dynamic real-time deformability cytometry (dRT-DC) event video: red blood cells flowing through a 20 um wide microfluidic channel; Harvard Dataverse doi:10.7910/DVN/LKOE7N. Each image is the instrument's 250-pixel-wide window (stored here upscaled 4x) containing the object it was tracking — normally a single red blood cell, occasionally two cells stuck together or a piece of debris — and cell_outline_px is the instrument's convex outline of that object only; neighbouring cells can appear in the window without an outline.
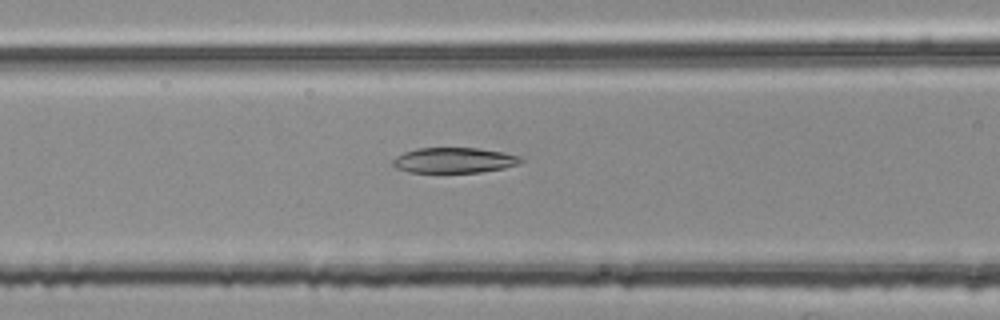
{"species": "common noctule bat (a hibernating species)", "species_latin": "Nyctalus noctula", "temperature_condition": "room temperature", "stored_images_in_passage": 34, "camera_frame_rate_fps": 3000, "um_per_image_px": 0.085, "animal": {"sex": "female", "body_mass_g": 25.1}, "frame": {"image": 1, "passage_image": 12, "time_ms": 3.667, "image_size_px": [1000, 320], "cell_outline_px": [[524, 160], [520, 164], [504, 168], [480, 172], [408, 172], [396, 168], [392, 164], [392, 160], [396, 156], [404, 152], [416, 148], [476, 148], [504, 152], [520, 156]], "centroid_in_image_um": [38.61, 13.62], "position_along_channel_um": 128.0, "area_um2": 19.02}}
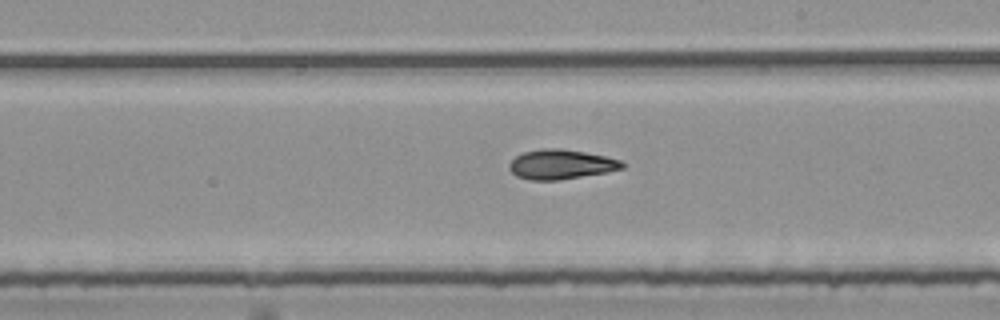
{"frame": {"image": 2, "passage_image": 21, "time_ms": 6.667, "image_size_px": [1000, 320], "cell_outline_px": [[624, 168], [608, 172], [560, 180], [528, 180], [516, 176], [508, 168], [508, 164], [516, 156], [524, 152], [540, 148], [560, 148], [584, 152], [604, 156], [620, 160], [624, 164]], "centroid_in_image_um": [47.66, 13.98], "position_along_channel_um": 241.3, "area_um2": 19.59}}
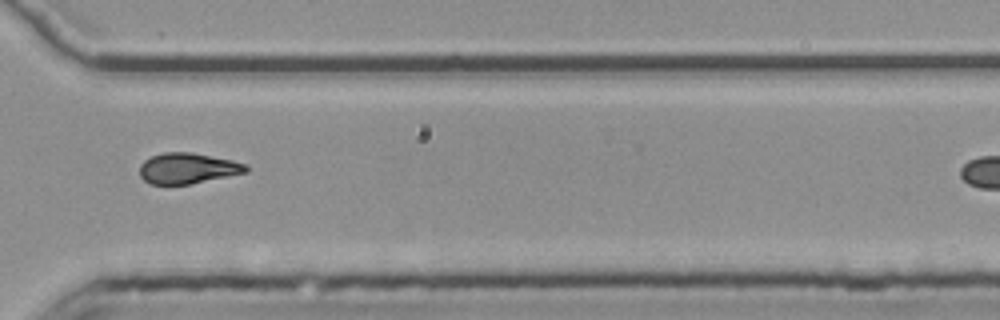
{"frame": {"image": 3, "passage_image": 30, "time_ms": 9.667, "image_size_px": [1000, 320], "cell_outline_px": [[248, 172], [192, 184], [152, 184], [144, 180], [140, 176], [140, 164], [144, 160], [152, 156], [164, 152], [192, 152], [232, 160], [248, 164]], "centroid_in_image_um": [15.98, 14.3], "position_along_channel_um": 354.6, "area_um2": 19.13}}